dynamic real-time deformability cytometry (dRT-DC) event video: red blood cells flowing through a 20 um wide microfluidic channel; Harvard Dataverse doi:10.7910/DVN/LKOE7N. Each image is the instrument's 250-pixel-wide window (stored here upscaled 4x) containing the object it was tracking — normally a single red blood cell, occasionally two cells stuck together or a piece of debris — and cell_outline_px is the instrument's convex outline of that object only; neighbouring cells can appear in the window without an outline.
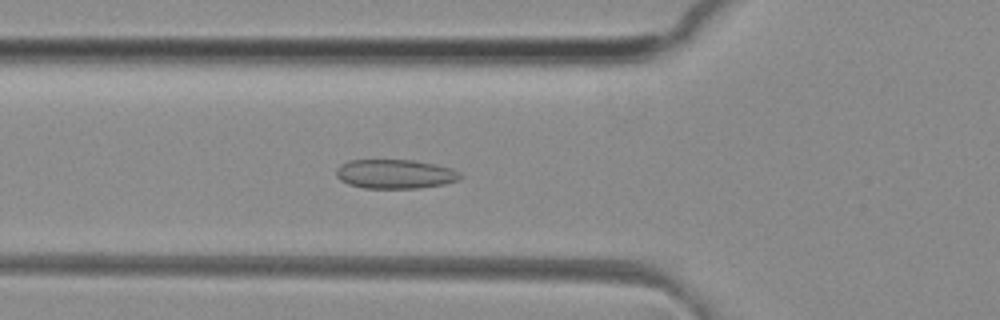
{"species": "common noctule bat (a hibernating species)", "species_latin": "Nyctalus noctula", "temperature_condition": "room temperature", "stored_images_in_passage": 49, "camera_frame_rate_fps": 3000, "um_per_image_px": 0.085, "animal": {"sex": "female", "body_mass_g": 29.2, "forearm_length_mm": 56.3}, "frame": {"image": 1, "passage_image": 17, "time_ms": 5.333, "image_size_px": [1000, 320], "cell_outline_px": [[464, 176], [460, 180], [444, 184], [420, 188], [364, 188], [348, 184], [340, 180], [336, 176], [336, 168], [340, 164], [348, 160], [416, 160], [436, 164], [452, 168], [460, 172]], "centroid_in_image_um": [33.61, 14.78], "position_along_channel_um": 92.2, "area_um2": 21.44}}
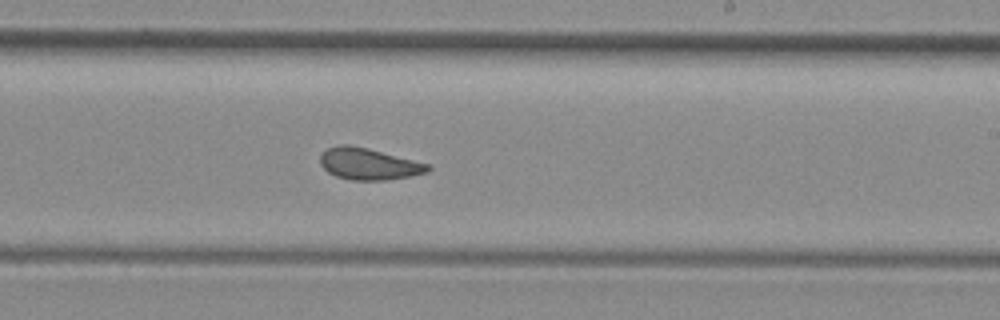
{"frame": {"image": 2, "passage_image": 29, "time_ms": 9.333, "image_size_px": [1000, 320], "cell_outline_px": [[432, 168], [428, 172], [408, 176], [384, 180], [352, 180], [336, 176], [328, 172], [320, 164], [320, 156], [328, 148], [340, 144], [348, 144], [368, 148], [428, 164]], "centroid_in_image_um": [31.31, 13.93], "position_along_channel_um": 257.7, "area_um2": 19.59}}
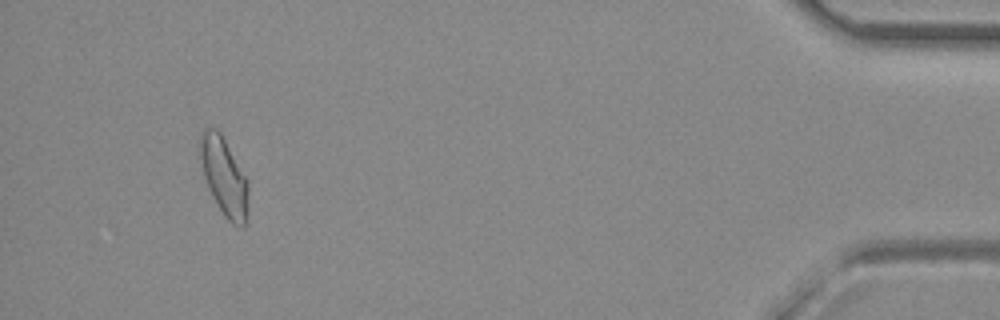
{"frame": {"image": 3, "passage_image": 46, "time_ms": 15.0, "image_size_px": [1000, 320], "cell_outline_px": [[248, 212], [244, 224], [240, 228], [232, 224], [224, 216], [212, 196], [208, 188], [204, 176], [200, 156], [200, 132], [204, 128], [216, 128], [220, 132], [248, 180]], "centroid_in_image_um": [19.05, 15.02], "position_along_channel_um": 416.1, "area_um2": 21.91}, "authors_computed_cell_mechanics": {"area_um2": 21.097, "velocity_mm_per_s": 4.133, "shape_relaxation_time_tau1_ms": null, "shape_relaxation_time_tau2_ms": 1.0578, "deformation_change_tau1": null, "deformation_change_tau2": 0.0582}}